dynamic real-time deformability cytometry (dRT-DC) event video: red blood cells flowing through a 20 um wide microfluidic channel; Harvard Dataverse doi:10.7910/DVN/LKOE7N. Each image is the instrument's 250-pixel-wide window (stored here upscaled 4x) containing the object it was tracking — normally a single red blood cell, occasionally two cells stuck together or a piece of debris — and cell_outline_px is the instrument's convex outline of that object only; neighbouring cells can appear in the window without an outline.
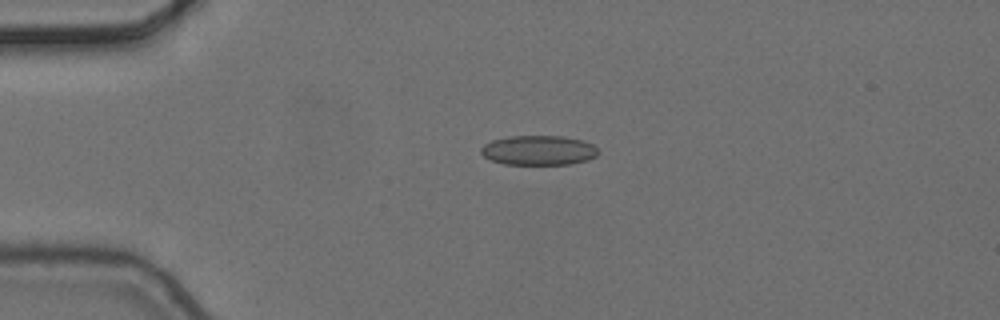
{"species": "common noctule bat (a hibernating species)", "species_latin": "Nyctalus noctula", "temperature_condition": "cold", "stored_images_in_passage": 5, "camera_frame_rate_fps": 3000, "um_per_image_px": 0.085, "animal": {"sex": "female", "body_mass_g": 24.6, "forearm_length_mm": 56.2}, "frame": {"image": 1, "passage_image": 4, "time_ms": 1.0, "image_size_px": [1000, 320], "cell_outline_px": [[600, 152], [596, 156], [588, 160], [568, 164], [504, 164], [492, 160], [484, 156], [480, 152], [480, 148], [484, 144], [492, 140], [508, 136], [564, 136], [584, 140], [592, 144]], "centroid_in_image_um": [45.79, 12.76], "position_along_channel_um": 39.2, "area_um2": 20.35}}